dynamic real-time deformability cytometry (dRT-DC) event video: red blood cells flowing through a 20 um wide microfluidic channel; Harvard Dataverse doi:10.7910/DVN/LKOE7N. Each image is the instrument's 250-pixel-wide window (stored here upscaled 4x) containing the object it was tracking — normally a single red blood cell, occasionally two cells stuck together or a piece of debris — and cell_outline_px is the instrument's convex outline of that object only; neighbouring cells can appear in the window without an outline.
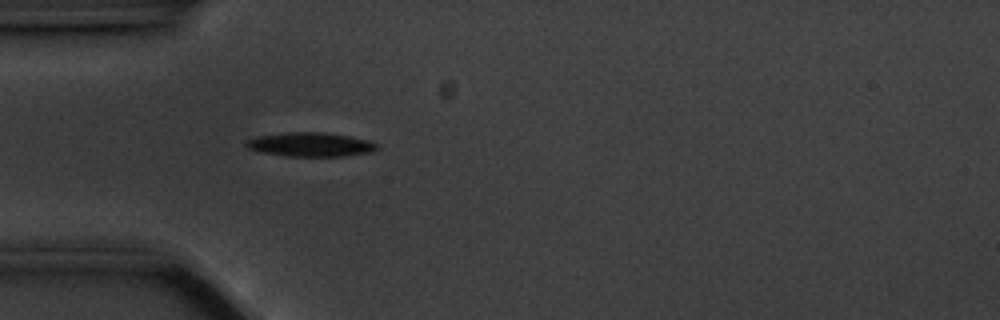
{"species": "common noctule bat (a hibernating species)", "species_latin": "Nyctalus noctula", "temperature_condition": "cold", "stored_images_in_passage": 41, "camera_frame_rate_fps": 3000, "um_per_image_px": 0.085, "animal": {"sex": "male", "body_mass_g": 20.1, "forearm_length_mm": 53.5}, "frame": {"image": 1, "passage_image": 1, "time_ms": 0.0, "image_size_px": [1000, 320], "cell_outline_px": [[376, 148], [372, 152], [344, 156], [288, 156], [264, 152], [248, 148], [244, 144], [248, 140], [256, 136], [288, 132], [324, 132], [348, 136], [368, 140], [376, 144]], "centroid_in_image_um": [26.38, 12.28], "position_along_channel_um": 58.6, "area_um2": 18.09}}
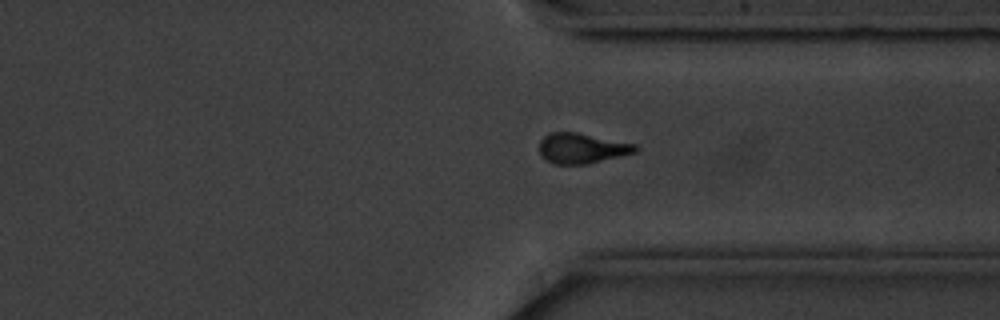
{"frame": {"image": 2, "passage_image": 27, "time_ms": 8.667, "image_size_px": [1000, 320], "cell_outline_px": [[636, 152], [588, 164], [556, 164], [540, 156], [540, 140], [548, 132], [576, 132], [636, 144]], "centroid_in_image_um": [49.43, 12.6], "position_along_channel_um": 362.0, "area_um2": 16.82}}
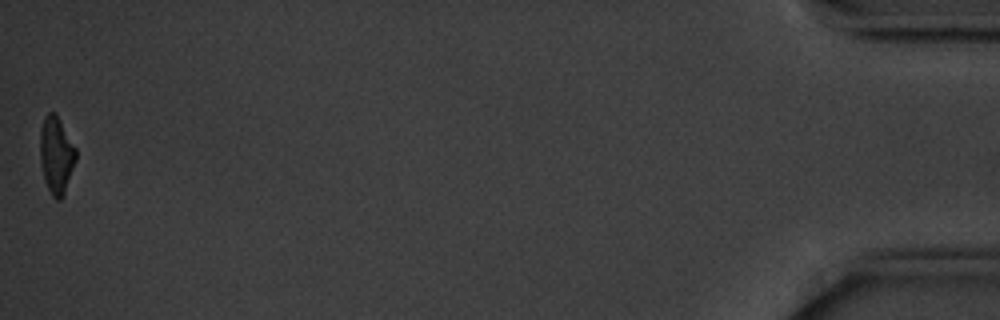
{"frame": {"image": 3, "passage_image": 41, "time_ms": 13.333, "image_size_px": [1000, 320], "cell_outline_px": [[76, 160], [64, 196], [60, 200], [56, 200], [52, 196], [44, 180], [40, 164], [40, 128], [44, 116], [48, 112], [52, 112], [60, 120], [76, 148]], "centroid_in_image_um": [4.78, 13.21], "position_along_channel_um": 430.4, "area_um2": 16.24}, "authors_computed_cell_mechanics": {"area_um2": 16.9932, "velocity_mm_per_s": 3.5348, "shape_relaxation_time_tau1_ms": 4.7952, "shape_relaxation_time_tau2_ms": null, "deformation_change_tau1": 0.2751, "deformation_change_tau2": null}}